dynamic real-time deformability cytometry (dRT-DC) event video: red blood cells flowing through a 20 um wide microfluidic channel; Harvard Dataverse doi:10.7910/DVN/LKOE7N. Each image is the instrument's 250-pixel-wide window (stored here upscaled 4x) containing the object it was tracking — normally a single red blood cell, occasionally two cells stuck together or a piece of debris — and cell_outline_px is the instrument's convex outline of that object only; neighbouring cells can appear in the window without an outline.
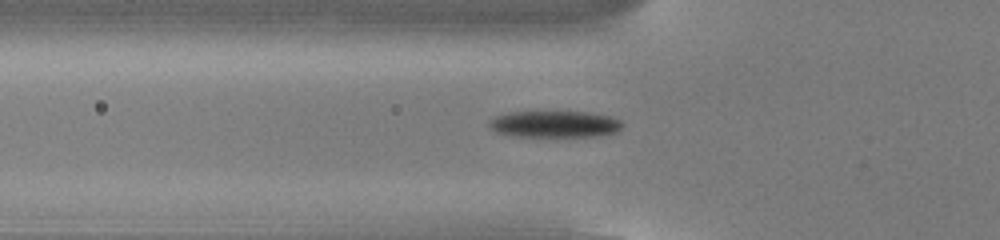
{"species": "common noctule bat (a hibernating species)", "species_latin": "Nyctalus noctula", "temperature_condition": "cold", "stored_images_in_passage": 52, "camera_frame_rate_fps": 3000, "um_per_image_px": 0.085, "animal": {"sex": "male", "body_mass_g": 13.0, "forearm_length_mm": 53.1}, "frame": {"image": 1, "passage_image": 19, "time_ms": 6.0, "image_size_px": [1000, 240], "cell_outline_px": [[624, 124], [616, 132], [600, 136], [512, 136], [496, 132], [488, 124], [488, 120], [496, 116], [508, 112], [588, 112], [612, 116], [620, 120]], "centroid_in_image_um": [47.16, 10.55], "position_along_channel_um": 78.6, "area_um2": 20.69}}
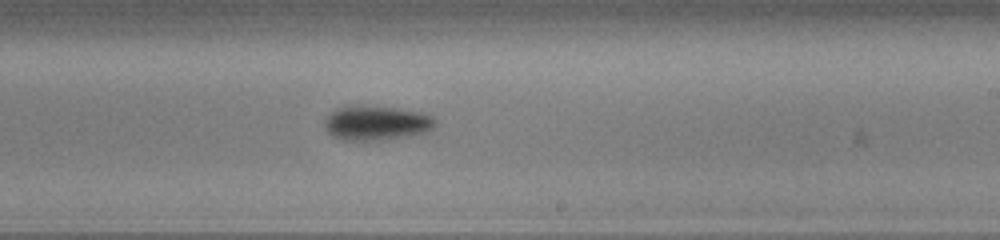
{"frame": {"image": 2, "passage_image": 33, "time_ms": 10.667, "image_size_px": [1000, 240], "cell_outline_px": [[436, 120], [432, 128], [424, 132], [408, 136], [380, 140], [340, 140], [332, 136], [324, 128], [324, 120], [336, 108], [344, 104], [364, 104], [396, 108], [420, 112], [432, 116]], "centroid_in_image_um": [31.92, 10.42], "position_along_channel_um": 257.1, "area_um2": 22.66}}
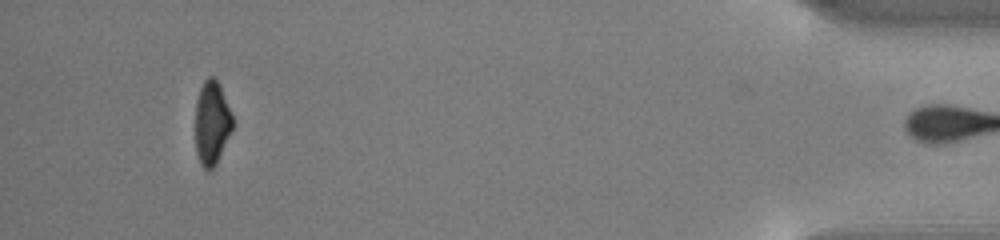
{"frame": {"image": 3, "passage_image": 51, "time_ms": 16.667, "image_size_px": [1000, 240], "cell_outline_px": [[232, 128], [216, 164], [208, 172], [200, 164], [196, 152], [196, 100], [200, 88], [204, 80], [208, 76], [212, 76], [220, 84], [232, 112]], "centroid_in_image_um": [18.0, 10.42], "position_along_channel_um": 417.2, "area_um2": 18.15}, "authors_computed_cell_mechanics": {"area_um2": 20.1722, "velocity_mm_per_s": 3.8216, "shape_relaxation_time_tau1_ms": 2.0613, "shape_relaxation_time_tau2_ms": null, "deformation_change_tau1": 0.1537, "deformation_change_tau2": null}}